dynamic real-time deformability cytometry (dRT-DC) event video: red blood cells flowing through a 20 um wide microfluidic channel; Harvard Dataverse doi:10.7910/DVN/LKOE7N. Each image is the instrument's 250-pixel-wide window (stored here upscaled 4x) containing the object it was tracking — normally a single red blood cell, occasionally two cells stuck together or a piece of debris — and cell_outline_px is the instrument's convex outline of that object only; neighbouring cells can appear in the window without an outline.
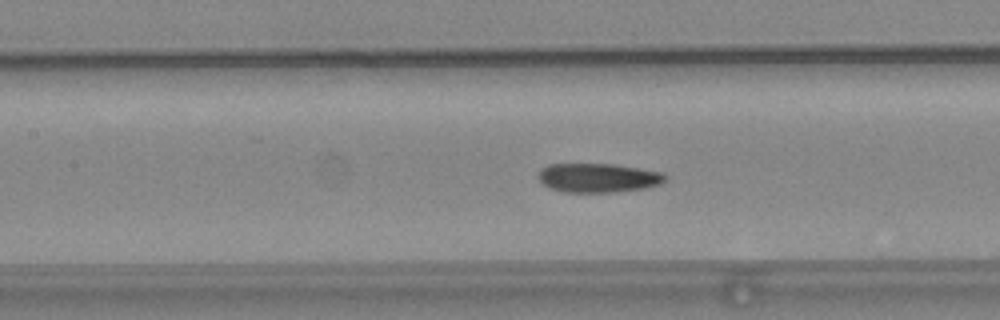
{"species": "common noctule bat (a hibernating species)", "species_latin": "Nyctalus noctula", "temperature_condition": "warm", "stored_images_in_passage": 55, "camera_frame_rate_fps": 3000, "um_per_image_px": 0.085, "animal": {"sex": "female", "body_mass_g": 24.6, "forearm_length_mm": 56.2}, "frame": {"image": 1, "passage_image": 25, "time_ms": 8.0, "image_size_px": [1000, 320], "cell_outline_px": [[668, 176], [660, 184], [644, 188], [616, 192], [564, 192], [552, 188], [544, 184], [536, 176], [540, 168], [548, 164], [616, 164], [664, 172]], "centroid_in_image_um": [50.85, 15.1], "position_along_channel_um": 156.6, "area_um2": 21.68}}
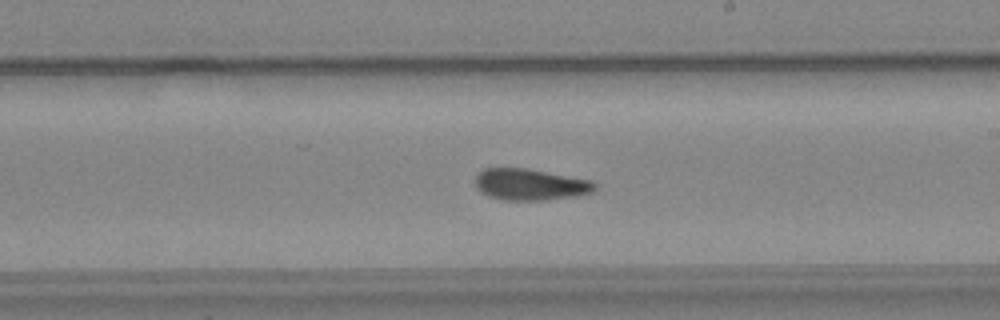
{"frame": {"image": 2, "passage_image": 32, "time_ms": 10.333, "image_size_px": [1000, 320], "cell_outline_px": [[596, 188], [592, 192], [576, 196], [544, 200], [504, 200], [488, 196], [480, 192], [476, 188], [476, 176], [484, 168], [528, 168], [592, 180], [596, 184]], "centroid_in_image_um": [45.07, 15.68], "position_along_channel_um": 243.9, "area_um2": 22.02}}
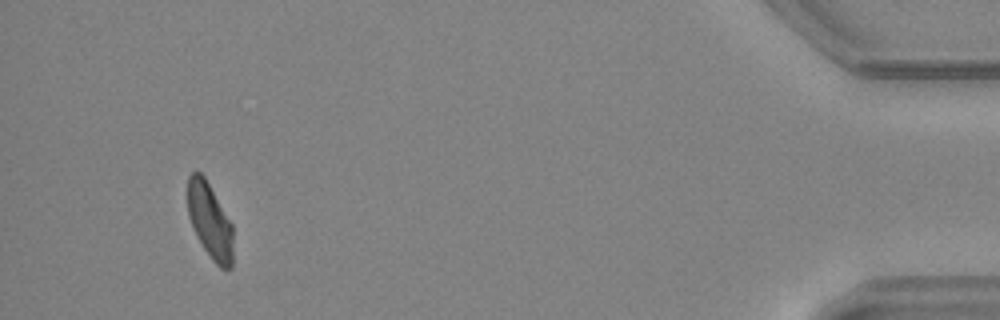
{"frame": {"image": 3, "passage_image": 52, "time_ms": 17.0, "image_size_px": [1000, 320], "cell_outline_px": [[232, 268], [228, 272], [220, 268], [212, 260], [204, 248], [188, 216], [188, 176], [192, 172], [200, 172], [204, 176], [232, 224]], "centroid_in_image_um": [17.85, 18.8], "position_along_channel_um": 417.3, "area_um2": 19.71}, "authors_computed_cell_mechanics": {"area_um2": 21.5016, "velocity_mm_per_s": 3.7582, "shape_relaxation_time_tau1_ms": 7.3088, "shape_relaxation_time_tau2_ms": 2.3496, "deformation_change_tau1": 0.1863, "deformation_change_tau2": 0.0919}}